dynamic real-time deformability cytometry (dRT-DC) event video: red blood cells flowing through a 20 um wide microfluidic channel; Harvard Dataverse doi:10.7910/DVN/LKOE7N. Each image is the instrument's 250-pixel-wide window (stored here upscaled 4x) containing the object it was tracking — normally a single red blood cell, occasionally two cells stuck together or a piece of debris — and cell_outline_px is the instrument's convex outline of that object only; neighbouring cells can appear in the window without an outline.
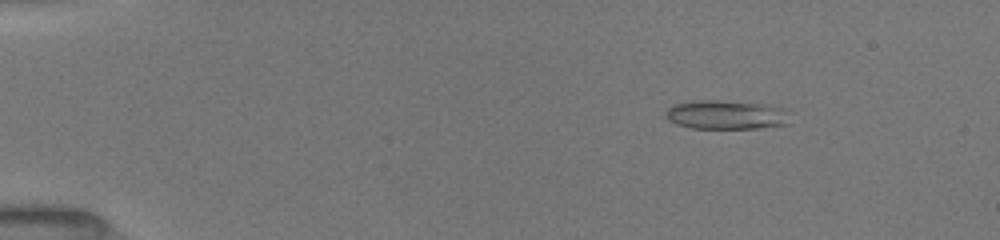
{"species": "common noctule bat (a hibernating species)", "species_latin": "Nyctalus noctula", "temperature_condition": "room temperature", "stored_images_in_passage": 52, "camera_frame_rate_fps": 3000, "um_per_image_px": 0.085, "animal": {"sex": "female", "body_mass_g": 19.5, "forearm_length_mm": 54.1}, "frame": {"image": 1, "passage_image": 8, "time_ms": 2.333, "image_size_px": [1000, 240], "cell_outline_px": [[792, 112], [788, 124], [760, 128], [692, 128], [676, 124], [668, 120], [664, 116], [668, 108], [672, 104], [696, 100], [720, 100], [768, 104], [788, 108]], "centroid_in_image_um": [61.8, 9.74], "position_along_channel_um": 23.2, "area_um2": 21.62}}
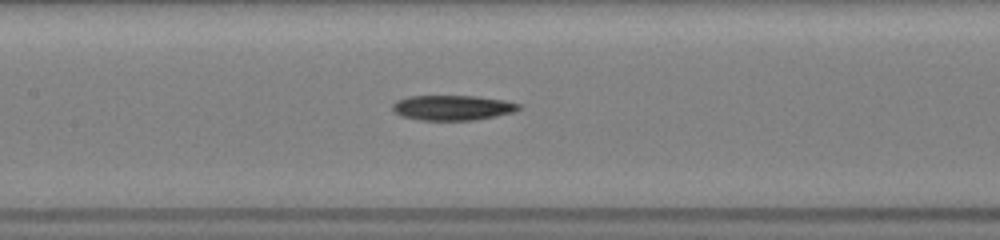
{"frame": {"image": 2, "passage_image": 26, "time_ms": 8.333, "image_size_px": [1000, 240], "cell_outline_px": [[520, 108], [516, 112], [496, 116], [472, 120], [420, 120], [400, 116], [392, 108], [392, 104], [396, 100], [408, 96], [476, 96], [504, 100], [520, 104]], "centroid_in_image_um": [38.46, 9.15], "position_along_channel_um": 168.9, "area_um2": 18.5}}
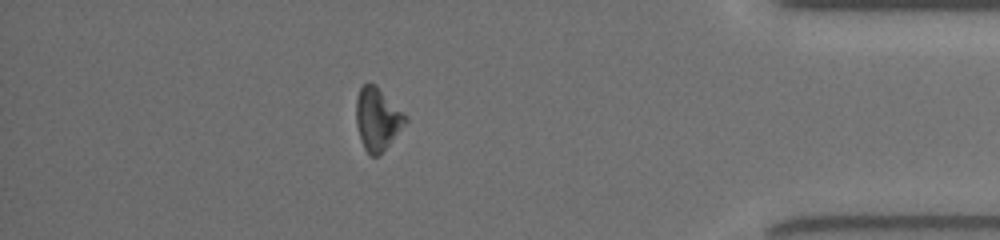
{"frame": {"image": 3, "passage_image": 46, "time_ms": 15.0, "image_size_px": [1000, 240], "cell_outline_px": [[408, 120], [380, 156], [372, 156], [364, 148], [360, 140], [356, 124], [356, 100], [360, 88], [364, 84], [376, 84], [408, 116]], "centroid_in_image_um": [32.09, 10.12], "position_along_channel_um": 403.1, "area_um2": 18.09}, "authors_computed_cell_mechanics": {"area_um2": 18.7561, "velocity_mm_per_s": 4.0118, "shape_relaxation_time_tau1_ms": 5.7047, "shape_relaxation_time_tau2_ms": null, "deformation_change_tau1": 0.142, "deformation_change_tau2": null}}